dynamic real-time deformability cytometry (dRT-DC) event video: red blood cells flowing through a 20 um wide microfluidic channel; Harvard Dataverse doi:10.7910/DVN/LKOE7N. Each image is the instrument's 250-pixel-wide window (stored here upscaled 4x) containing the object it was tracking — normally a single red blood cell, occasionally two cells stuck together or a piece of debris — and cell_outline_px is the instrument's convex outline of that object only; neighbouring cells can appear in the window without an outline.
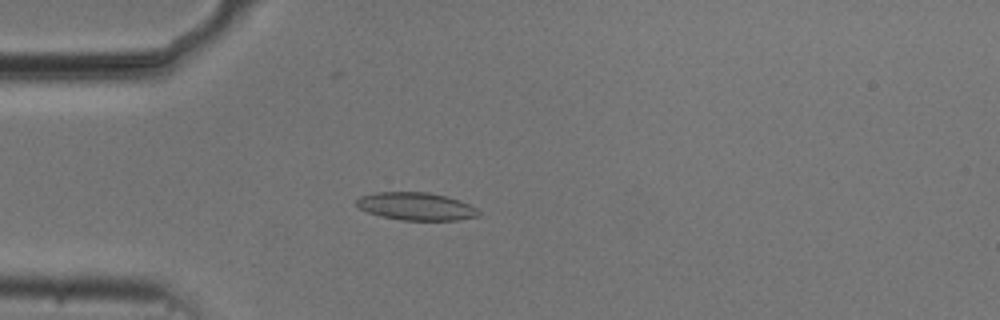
{"species": "common noctule bat (a hibernating species)", "species_latin": "Nyctalus noctula", "temperature_condition": "cold", "stored_images_in_passage": 53, "camera_frame_rate_fps": 3000, "um_per_image_px": 0.085, "animal": {"sex": "male", "body_mass_g": 20.5, "forearm_length_mm": 52.5}, "frame": {"image": 1, "passage_image": 14, "time_ms": 4.333, "image_size_px": [1000, 320], "cell_outline_px": [[480, 212], [476, 216], [456, 220], [400, 220], [380, 216], [368, 212], [360, 208], [356, 204], [356, 200], [360, 196], [376, 192], [428, 192], [460, 200], [476, 208]], "centroid_in_image_um": [35.33, 17.54], "position_along_channel_um": 49.7, "area_um2": 19.59}}
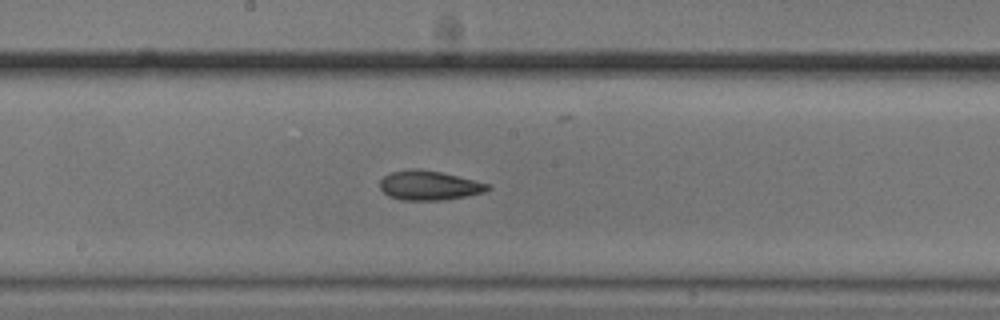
{"frame": {"image": 2, "passage_image": 28, "time_ms": 9.0, "image_size_px": [1000, 320], "cell_outline_px": [[492, 188], [484, 192], [444, 200], [400, 200], [388, 196], [380, 188], [380, 180], [384, 176], [392, 172], [412, 168], [420, 168], [440, 172], [492, 184]], "centroid_in_image_um": [36.48, 15.76], "position_along_channel_um": 211.7, "area_um2": 18.55}}
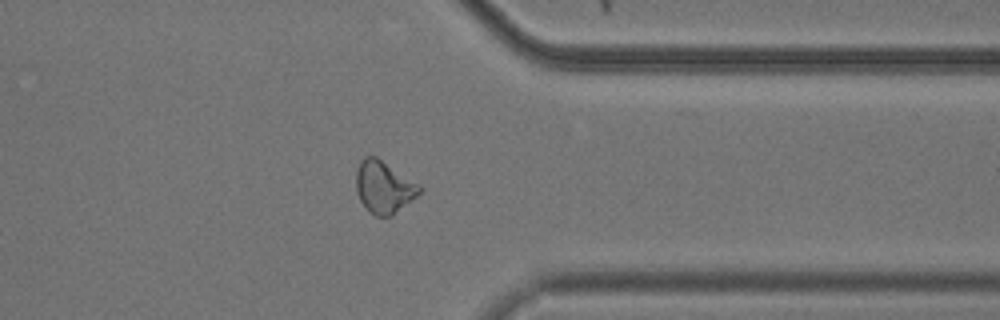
{"frame": {"image": 3, "passage_image": 42, "time_ms": 13.667, "image_size_px": [1000, 320], "cell_outline_px": [[424, 188], [416, 196], [392, 216], [376, 216], [368, 212], [360, 200], [356, 192], [356, 168], [360, 160], [364, 156], [376, 156], [420, 184]], "centroid_in_image_um": [32.61, 15.89], "position_along_channel_um": 378.8, "area_um2": 19.48}, "authors_computed_cell_mechanics": {"area_um2": 18.785, "velocity_mm_per_s": 3.7127, "shape_relaxation_time_tau1_ms": 4.2361, "shape_relaxation_time_tau2_ms": 3.3664, "deformation_change_tau1": 0.1251, "deformation_change_tau2": 0.1124}}